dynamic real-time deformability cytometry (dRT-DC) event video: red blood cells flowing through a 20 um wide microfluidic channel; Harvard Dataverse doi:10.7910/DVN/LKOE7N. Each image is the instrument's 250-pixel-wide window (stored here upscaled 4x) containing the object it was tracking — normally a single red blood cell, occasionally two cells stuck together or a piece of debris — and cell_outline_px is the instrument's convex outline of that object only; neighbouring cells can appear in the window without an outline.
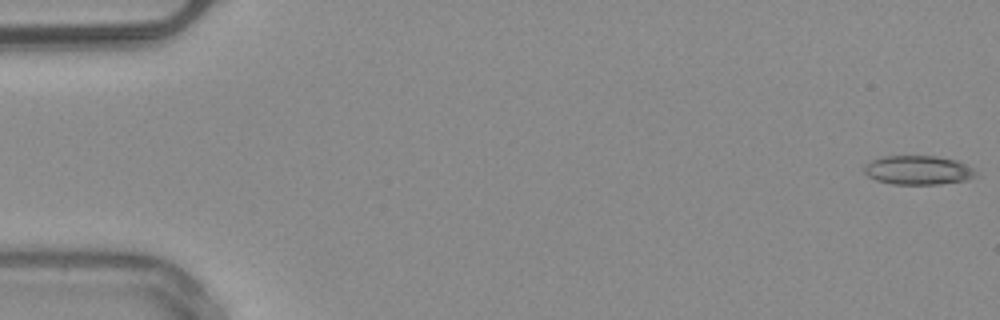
{"species": "common noctule bat (a hibernating species)", "species_latin": "Nyctalus noctula", "temperature_condition": "warm", "stored_images_in_passage": 9, "camera_frame_rate_fps": 3000, "um_per_image_px": 0.085, "animal": {"sex": "male", "body_mass_g": 20.4}, "frame": {"image": 1, "passage_image": 1, "time_ms": 0.0, "image_size_px": [1000, 320], "cell_outline_px": [[980, 176], [968, 180], [940, 184], [892, 184], [876, 180], [868, 176], [864, 172], [864, 164], [872, 160], [884, 156], [936, 156], [956, 160], [972, 168]], "centroid_in_image_um": [78.05, 14.47], "position_along_channel_um": 6.9, "area_um2": 19.02}}